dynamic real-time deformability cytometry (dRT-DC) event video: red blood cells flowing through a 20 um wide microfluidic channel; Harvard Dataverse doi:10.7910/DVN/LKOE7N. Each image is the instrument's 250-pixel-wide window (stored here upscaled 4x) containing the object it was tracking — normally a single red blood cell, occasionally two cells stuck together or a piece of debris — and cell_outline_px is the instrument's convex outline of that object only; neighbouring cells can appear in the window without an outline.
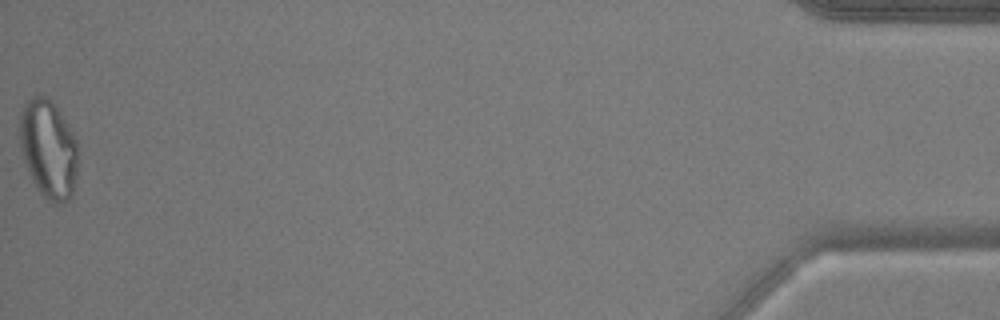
{"species": "common noctule bat (a hibernating species)", "species_latin": "Nyctalus noctula", "temperature_condition": "warm", "stored_images_in_passage": 46, "camera_frame_rate_fps": 3000, "um_per_image_px": 0.085, "animal": {"sex": "male", "body_mass_g": 17.9, "forearm_length_mm": 54.2}, "frame": {"image": 1, "passage_image": 46, "time_ms": 15.0, "image_size_px": [1000, 320], "cell_outline_px": [[76, 176], [72, 196], [68, 200], [60, 204], [52, 204], [36, 188], [28, 172], [20, 148], [20, 116], [24, 104], [32, 96], [48, 96], [52, 100], [68, 124], [76, 140]], "centroid_in_image_um": [4.11, 12.67], "position_along_channel_um": 431.1, "area_um2": 33.41}, "authors_computed_cell_mechanics": {"area_um2": 26.1545, "velocity_mm_per_s": 3.7423, "shape_relaxation_time_tau1_ms": null, "shape_relaxation_time_tau2_ms": 1.4771, "deformation_change_tau1": null, "deformation_change_tau2": 0.077}}